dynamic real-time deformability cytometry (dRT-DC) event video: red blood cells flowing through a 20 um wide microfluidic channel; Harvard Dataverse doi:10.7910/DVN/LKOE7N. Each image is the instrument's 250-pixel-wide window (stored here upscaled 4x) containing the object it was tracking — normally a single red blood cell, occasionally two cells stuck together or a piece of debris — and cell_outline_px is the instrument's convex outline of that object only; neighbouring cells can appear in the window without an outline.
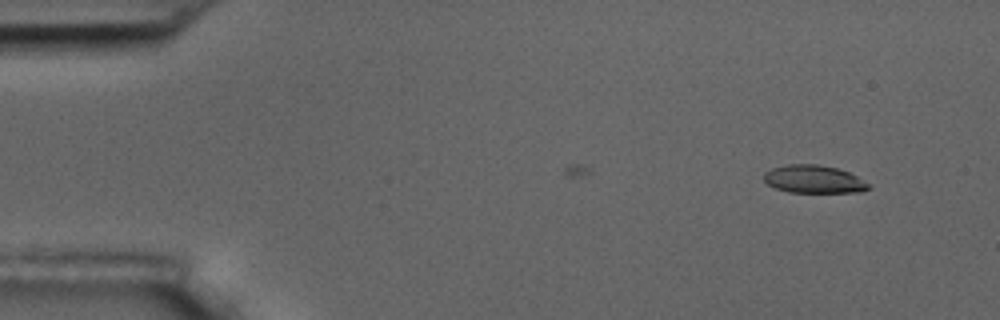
{"species": "common noctule bat (a hibernating species)", "species_latin": "Nyctalus noctula", "temperature_condition": "room temperature", "stored_images_in_passage": 3, "camera_frame_rate_fps": 3000, "um_per_image_px": 0.085, "animal": {"sex": "male", "body_mass_g": 17.5, "forearm_length_mm": 52.3}, "frame": {"image": 1, "passage_image": 3, "time_ms": 2.333, "image_size_px": [1000, 320], "cell_outline_px": [[872, 184], [864, 192], [788, 192], [776, 188], [768, 184], [764, 180], [764, 172], [772, 168], [788, 164], [816, 164], [836, 168], [848, 172]], "centroid_in_image_um": [69.18, 15.23], "position_along_channel_um": 15.8, "area_um2": 16.99}}